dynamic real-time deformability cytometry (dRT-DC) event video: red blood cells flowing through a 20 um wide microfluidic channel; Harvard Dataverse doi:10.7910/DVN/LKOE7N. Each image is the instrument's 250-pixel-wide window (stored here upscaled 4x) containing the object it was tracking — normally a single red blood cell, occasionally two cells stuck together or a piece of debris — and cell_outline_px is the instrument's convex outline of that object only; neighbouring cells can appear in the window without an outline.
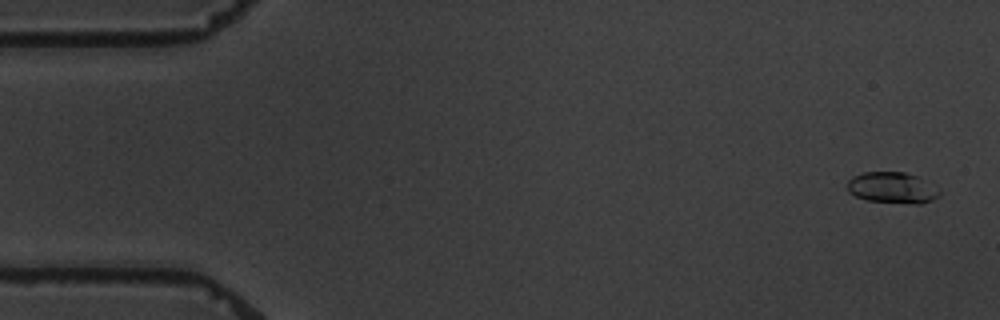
{"species": "common noctule bat (a hibernating species)", "species_latin": "Nyctalus noctula", "temperature_condition": "warm", "stored_images_in_passage": 7, "camera_frame_rate_fps": 3000, "um_per_image_px": 0.085, "animal": {"sex": "male", "body_mass_g": 19.5, "forearm_length_mm": 54.6}, "frame": {"image": 1, "passage_image": 1, "time_ms": 0.0, "image_size_px": [1000, 320], "cell_outline_px": [[940, 196], [932, 200], [920, 204], [912, 204], [868, 200], [856, 196], [848, 192], [848, 180], [852, 176], [864, 172], [904, 172], [916, 176], [940, 192]], "centroid_in_image_um": [75.8, 15.96], "position_along_channel_um": 9.2, "area_um2": 16.42}}
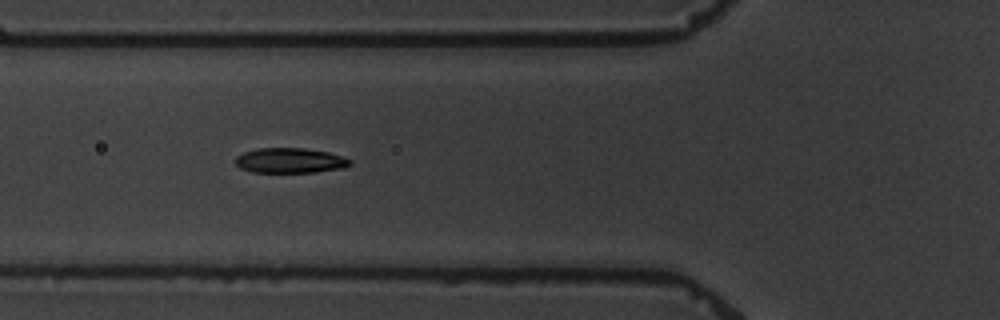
{"frame": {"image": 2, "passage_image": 6, "time_ms": 6.333, "image_size_px": [1000, 320], "cell_outline_px": [[352, 164], [344, 168], [316, 172], [252, 172], [240, 168], [236, 164], [236, 156], [244, 152], [256, 148], [304, 148], [328, 152], [352, 160]], "centroid_in_image_um": [24.66, 13.64], "position_along_channel_um": 101.1, "area_um2": 16.76}}
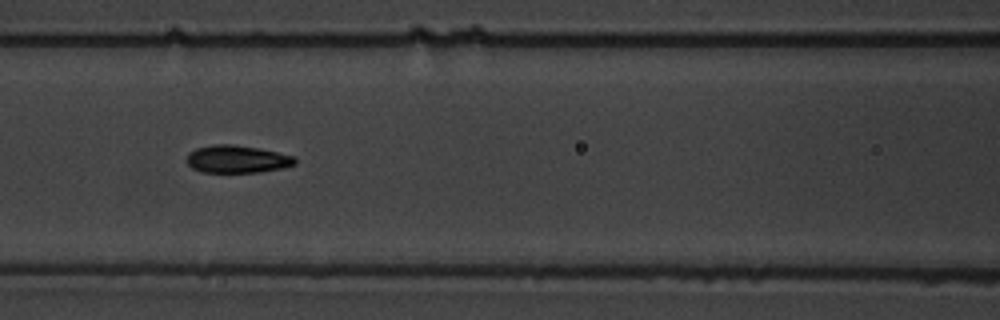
{"frame": {"image": 3, "passage_image": 7, "time_ms": 7.667, "image_size_px": [1000, 320], "cell_outline_px": [[296, 164], [284, 168], [260, 172], [200, 172], [192, 168], [188, 164], [188, 152], [196, 148], [212, 144], [232, 144], [256, 148], [296, 156]], "centroid_in_image_um": [20.16, 13.53], "position_along_channel_um": 146.4, "area_um2": 17.46}}